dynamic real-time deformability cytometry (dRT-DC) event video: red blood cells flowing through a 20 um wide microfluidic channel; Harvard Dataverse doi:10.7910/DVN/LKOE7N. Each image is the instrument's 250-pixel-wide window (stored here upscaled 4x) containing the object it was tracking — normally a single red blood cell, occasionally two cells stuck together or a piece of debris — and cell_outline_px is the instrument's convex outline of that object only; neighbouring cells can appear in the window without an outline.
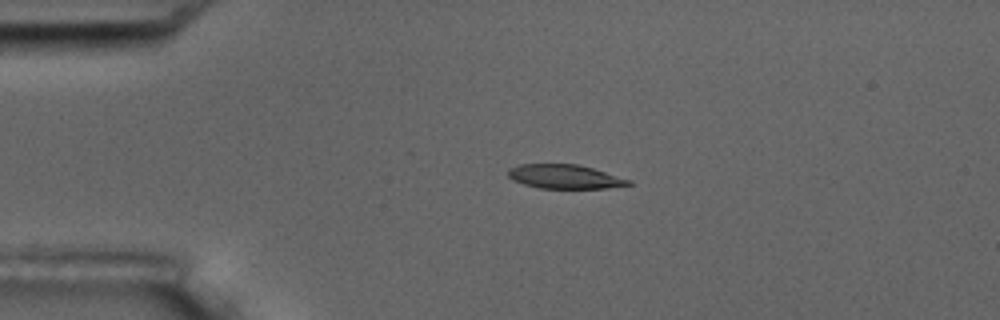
{"species": "common noctule bat (a hibernating species)", "species_latin": "Nyctalus noctula", "temperature_condition": "room temperature", "stored_images_in_passage": 6, "camera_frame_rate_fps": 3000, "um_per_image_px": 0.085, "animal": {"sex": "male", "body_mass_g": 17.5, "forearm_length_mm": 52.3}, "frame": {"image": 1, "passage_image": 4, "time_ms": 3.667, "image_size_px": [1000, 320], "cell_outline_px": [[632, 184], [608, 188], [540, 188], [524, 184], [512, 180], [508, 176], [508, 168], [520, 164], [576, 164], [592, 168], [632, 180]], "centroid_in_image_um": [47.99, 15.01], "position_along_channel_um": 37.0, "area_um2": 16.82}}
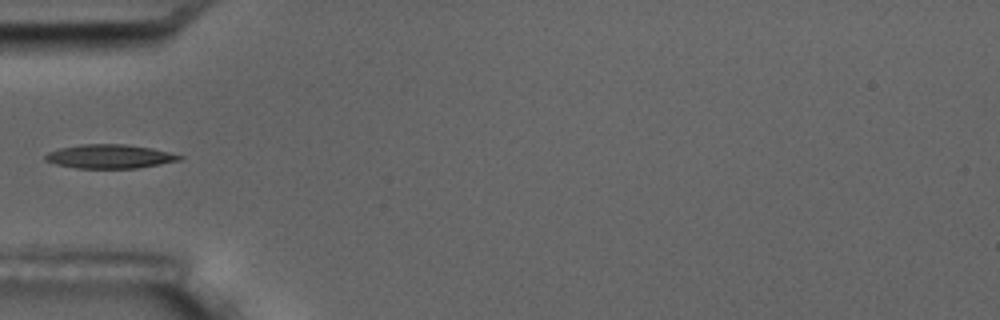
{"frame": {"image": 2, "passage_image": 6, "time_ms": 5.667, "image_size_px": [1000, 320], "cell_outline_px": [[184, 156], [180, 160], [160, 164], [136, 168], [76, 168], [56, 164], [44, 160], [44, 156], [48, 152], [60, 148], [80, 144], [128, 144], [152, 148]], "centroid_in_image_um": [9.31, 13.29], "position_along_channel_um": 75.7, "area_um2": 18.67}}